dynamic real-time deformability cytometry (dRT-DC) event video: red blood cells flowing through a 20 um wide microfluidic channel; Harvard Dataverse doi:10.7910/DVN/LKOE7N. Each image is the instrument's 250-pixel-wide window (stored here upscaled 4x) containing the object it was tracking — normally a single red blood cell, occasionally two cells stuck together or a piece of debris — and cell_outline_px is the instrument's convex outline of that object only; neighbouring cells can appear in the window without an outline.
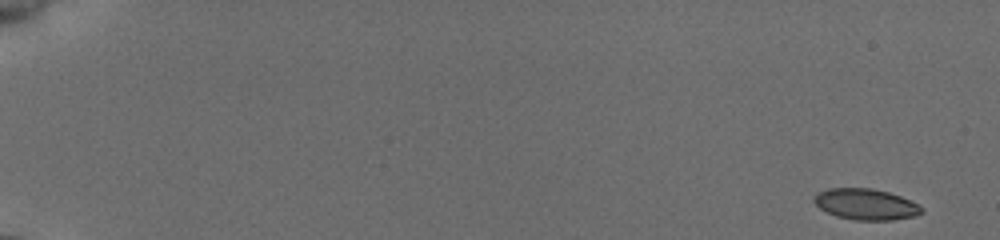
{"species": "common noctule bat (a hibernating species)", "species_latin": "Nyctalus noctula", "temperature_condition": "cold", "stored_images_in_passage": 54, "camera_frame_rate_fps": 3000, "um_per_image_px": 0.085, "animal": {"sex": "female", "body_mass_g": 19.5, "forearm_length_mm": 54.1}, "frame": {"image": 1, "passage_image": 1, "time_ms": 0.0, "image_size_px": [1000, 240], "cell_outline_px": [[924, 212], [912, 216], [892, 220], [856, 220], [836, 216], [820, 208], [812, 200], [820, 192], [828, 188], [872, 188], [888, 192], [900, 196], [920, 204], [924, 208]], "centroid_in_image_um": [73.63, 17.36], "position_along_channel_um": 11.4, "area_um2": 19.36}}
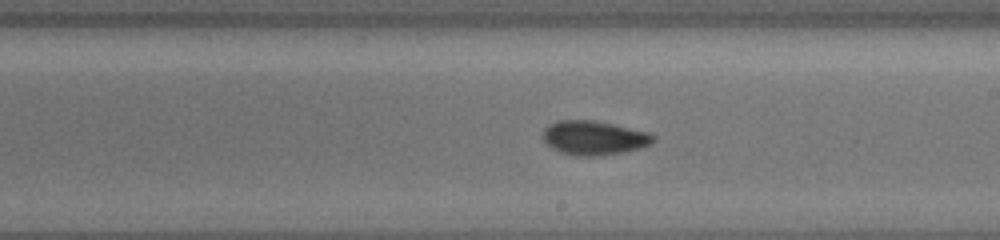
{"frame": {"image": 2, "passage_image": 33, "time_ms": 10.667, "image_size_px": [1000, 240], "cell_outline_px": [[656, 140], [640, 148], [600, 156], [572, 156], [560, 152], [552, 148], [540, 136], [544, 128], [548, 124], [556, 120], [596, 120], [648, 132], [656, 136]], "centroid_in_image_um": [50.44, 11.71], "position_along_channel_um": 238.6, "area_um2": 22.2}}
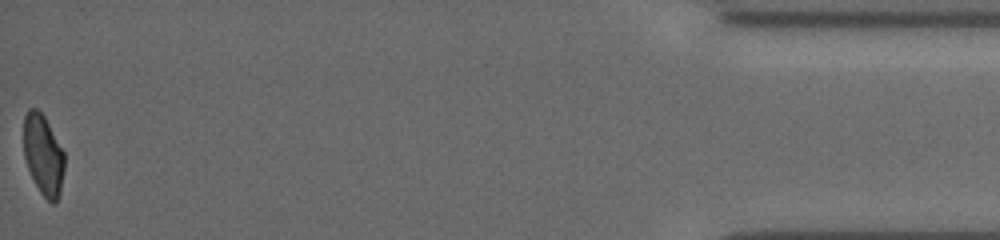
{"frame": {"image": 3, "passage_image": 54, "time_ms": 17.667, "image_size_px": [1000, 240], "cell_outline_px": [[64, 168], [60, 192], [56, 200], [52, 204], [40, 192], [28, 168], [24, 156], [24, 116], [28, 108], [36, 108], [44, 116], [64, 152]], "centroid_in_image_um": [3.67, 13.14], "position_along_channel_um": 431.5, "area_um2": 18.84}, "authors_computed_cell_mechanics": {"area_um2": 20.3745, "velocity_mm_per_s": 3.8779, "shape_relaxation_time_tau1_ms": 3.279, "shape_relaxation_time_tau2_ms": 3.1342, "deformation_change_tau1": 0.107, "deformation_change_tau2": 0.0457}}